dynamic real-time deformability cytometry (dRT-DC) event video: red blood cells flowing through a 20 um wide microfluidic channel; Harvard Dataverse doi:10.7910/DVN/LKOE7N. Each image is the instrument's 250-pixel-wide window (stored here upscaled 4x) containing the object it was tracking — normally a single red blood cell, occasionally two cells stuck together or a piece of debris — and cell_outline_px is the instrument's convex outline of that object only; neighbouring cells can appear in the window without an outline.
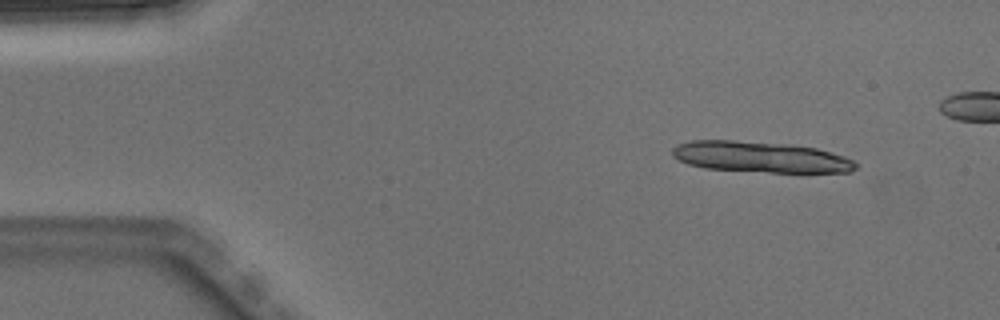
{"species": "Egyptian fruit bat (a non-hibernating species)", "species_latin": "Rousettus aegyptiacus", "temperature_condition": "warm", "stored_images_in_passage": 5, "camera_frame_rate_fps": 3000, "um_per_image_px": 0.085, "animal": {"sex": "male"}, "frame": {"image": 1, "passage_image": 1, "time_ms": 0.0, "image_size_px": [1000, 320], "cell_outline_px": [[860, 164], [856, 168], [848, 172], [768, 172], [704, 168], [688, 164], [672, 156], [672, 148], [680, 144], [692, 140], [736, 140], [792, 144], [816, 148], [844, 156]], "centroid_in_image_um": [64.65, 13.34], "position_along_channel_um": 20.4, "area_um2": 33.06}}